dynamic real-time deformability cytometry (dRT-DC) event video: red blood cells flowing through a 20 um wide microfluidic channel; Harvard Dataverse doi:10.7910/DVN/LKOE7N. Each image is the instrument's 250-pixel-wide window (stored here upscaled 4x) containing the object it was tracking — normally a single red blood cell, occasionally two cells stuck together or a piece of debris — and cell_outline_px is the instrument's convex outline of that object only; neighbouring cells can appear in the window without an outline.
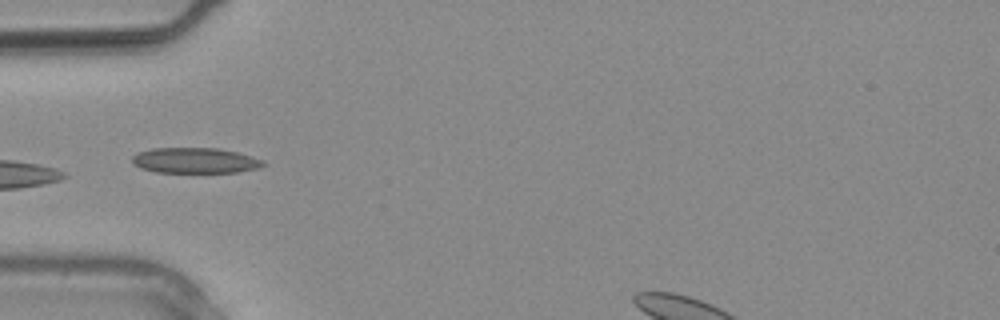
{"species": "common noctule bat (a hibernating species)", "species_latin": "Nyctalus noctula", "temperature_condition": "warm", "stored_images_in_passage": 3, "camera_frame_rate_fps": 3000, "um_per_image_px": 0.085, "animal": {"sex": "male", "body_mass_g": 20.4}, "frame": {"image": 1, "passage_image": 3, "time_ms": 0.667, "image_size_px": [1000, 320], "cell_outline_px": [[268, 164], [260, 168], [236, 172], [156, 172], [140, 168], [132, 164], [132, 156], [136, 152], [152, 148], [220, 148], [252, 156], [264, 160]], "centroid_in_image_um": [16.59, 13.64], "position_along_channel_um": 68.4, "area_um2": 19.71}}